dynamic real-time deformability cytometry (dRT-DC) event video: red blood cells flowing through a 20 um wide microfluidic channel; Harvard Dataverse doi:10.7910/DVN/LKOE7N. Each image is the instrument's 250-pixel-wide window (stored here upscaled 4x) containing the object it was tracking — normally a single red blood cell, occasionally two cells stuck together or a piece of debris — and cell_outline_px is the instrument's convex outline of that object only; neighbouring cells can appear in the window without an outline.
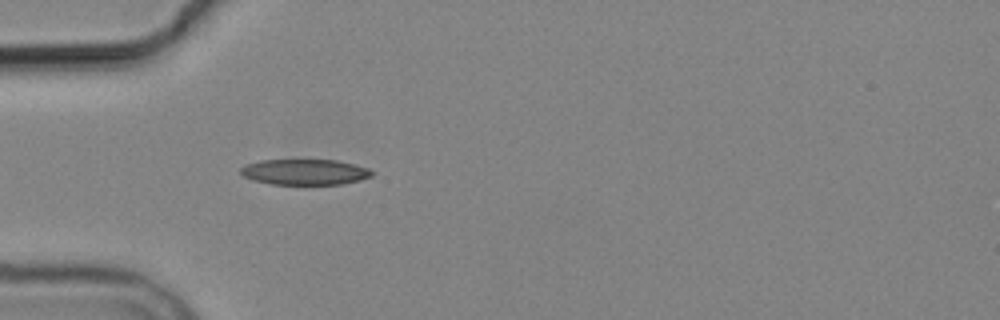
{"species": "common noctule bat (a hibernating species)", "species_latin": "Nyctalus noctula", "temperature_condition": "cold", "stored_images_in_passage": 1, "camera_frame_rate_fps": 3000, "um_per_image_px": 0.085, "animal": {"sex": "male", "body_mass_g": 19.2, "forearm_length_mm": 51.8}, "frame": {"image": 1, "passage_image": 1, "time_ms": 0.0, "image_size_px": [1000, 320], "cell_outline_px": [[372, 176], [360, 180], [340, 184], [268, 184], [252, 180], [244, 176], [240, 172], [240, 168], [244, 164], [260, 160], [336, 160], [356, 164], [368, 168], [372, 172]], "centroid_in_image_um": [25.87, 14.61], "position_along_channel_um": 59.1, "area_um2": 19.71}}